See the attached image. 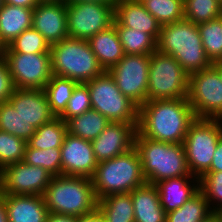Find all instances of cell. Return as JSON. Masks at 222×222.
<instances>
[{
    "label": "cell",
    "mask_w": 222,
    "mask_h": 222,
    "mask_svg": "<svg viewBox=\"0 0 222 222\" xmlns=\"http://www.w3.org/2000/svg\"><path fill=\"white\" fill-rule=\"evenodd\" d=\"M195 119L188 99L150 100L139 107L137 133L156 141L183 143Z\"/></svg>",
    "instance_id": "cell-1"
},
{
    "label": "cell",
    "mask_w": 222,
    "mask_h": 222,
    "mask_svg": "<svg viewBox=\"0 0 222 222\" xmlns=\"http://www.w3.org/2000/svg\"><path fill=\"white\" fill-rule=\"evenodd\" d=\"M156 50L173 56L188 74L212 66L206 56L197 24L185 19L161 26Z\"/></svg>",
    "instance_id": "cell-2"
},
{
    "label": "cell",
    "mask_w": 222,
    "mask_h": 222,
    "mask_svg": "<svg viewBox=\"0 0 222 222\" xmlns=\"http://www.w3.org/2000/svg\"><path fill=\"white\" fill-rule=\"evenodd\" d=\"M147 183L183 176H193L189 171L183 143H169L135 136V145Z\"/></svg>",
    "instance_id": "cell-3"
},
{
    "label": "cell",
    "mask_w": 222,
    "mask_h": 222,
    "mask_svg": "<svg viewBox=\"0 0 222 222\" xmlns=\"http://www.w3.org/2000/svg\"><path fill=\"white\" fill-rule=\"evenodd\" d=\"M49 212L73 216L87 215L98 207L91 178L53 176L43 195Z\"/></svg>",
    "instance_id": "cell-4"
},
{
    "label": "cell",
    "mask_w": 222,
    "mask_h": 222,
    "mask_svg": "<svg viewBox=\"0 0 222 222\" xmlns=\"http://www.w3.org/2000/svg\"><path fill=\"white\" fill-rule=\"evenodd\" d=\"M91 181L98 200L113 194L131 193L145 184L137 149L133 147L124 154L98 163Z\"/></svg>",
    "instance_id": "cell-5"
},
{
    "label": "cell",
    "mask_w": 222,
    "mask_h": 222,
    "mask_svg": "<svg viewBox=\"0 0 222 222\" xmlns=\"http://www.w3.org/2000/svg\"><path fill=\"white\" fill-rule=\"evenodd\" d=\"M50 55L54 76L86 83L104 72L88 40L67 37L51 45Z\"/></svg>",
    "instance_id": "cell-6"
},
{
    "label": "cell",
    "mask_w": 222,
    "mask_h": 222,
    "mask_svg": "<svg viewBox=\"0 0 222 222\" xmlns=\"http://www.w3.org/2000/svg\"><path fill=\"white\" fill-rule=\"evenodd\" d=\"M189 74L170 55L158 52L151 54L147 101L187 99Z\"/></svg>",
    "instance_id": "cell-7"
},
{
    "label": "cell",
    "mask_w": 222,
    "mask_h": 222,
    "mask_svg": "<svg viewBox=\"0 0 222 222\" xmlns=\"http://www.w3.org/2000/svg\"><path fill=\"white\" fill-rule=\"evenodd\" d=\"M88 86L92 109L110 122L138 124L139 107L120 91L108 71L85 83Z\"/></svg>",
    "instance_id": "cell-8"
},
{
    "label": "cell",
    "mask_w": 222,
    "mask_h": 222,
    "mask_svg": "<svg viewBox=\"0 0 222 222\" xmlns=\"http://www.w3.org/2000/svg\"><path fill=\"white\" fill-rule=\"evenodd\" d=\"M222 136V120L196 118L183 141L189 171L200 178L210 169L217 143Z\"/></svg>",
    "instance_id": "cell-9"
},
{
    "label": "cell",
    "mask_w": 222,
    "mask_h": 222,
    "mask_svg": "<svg viewBox=\"0 0 222 222\" xmlns=\"http://www.w3.org/2000/svg\"><path fill=\"white\" fill-rule=\"evenodd\" d=\"M187 99L196 118L222 120V80L213 66L189 74Z\"/></svg>",
    "instance_id": "cell-10"
},
{
    "label": "cell",
    "mask_w": 222,
    "mask_h": 222,
    "mask_svg": "<svg viewBox=\"0 0 222 222\" xmlns=\"http://www.w3.org/2000/svg\"><path fill=\"white\" fill-rule=\"evenodd\" d=\"M115 3L66 2L68 35L89 40L113 25Z\"/></svg>",
    "instance_id": "cell-11"
},
{
    "label": "cell",
    "mask_w": 222,
    "mask_h": 222,
    "mask_svg": "<svg viewBox=\"0 0 222 222\" xmlns=\"http://www.w3.org/2000/svg\"><path fill=\"white\" fill-rule=\"evenodd\" d=\"M151 55L125 54L108 72L120 91L138 107L147 102Z\"/></svg>",
    "instance_id": "cell-12"
},
{
    "label": "cell",
    "mask_w": 222,
    "mask_h": 222,
    "mask_svg": "<svg viewBox=\"0 0 222 222\" xmlns=\"http://www.w3.org/2000/svg\"><path fill=\"white\" fill-rule=\"evenodd\" d=\"M15 88L43 89L50 81V53H3Z\"/></svg>",
    "instance_id": "cell-13"
},
{
    "label": "cell",
    "mask_w": 222,
    "mask_h": 222,
    "mask_svg": "<svg viewBox=\"0 0 222 222\" xmlns=\"http://www.w3.org/2000/svg\"><path fill=\"white\" fill-rule=\"evenodd\" d=\"M52 177L42 167L29 165L22 160L1 170L0 193L43 196Z\"/></svg>",
    "instance_id": "cell-14"
},
{
    "label": "cell",
    "mask_w": 222,
    "mask_h": 222,
    "mask_svg": "<svg viewBox=\"0 0 222 222\" xmlns=\"http://www.w3.org/2000/svg\"><path fill=\"white\" fill-rule=\"evenodd\" d=\"M137 124L110 122L106 128L91 141L97 163L128 152L135 145Z\"/></svg>",
    "instance_id": "cell-15"
},
{
    "label": "cell",
    "mask_w": 222,
    "mask_h": 222,
    "mask_svg": "<svg viewBox=\"0 0 222 222\" xmlns=\"http://www.w3.org/2000/svg\"><path fill=\"white\" fill-rule=\"evenodd\" d=\"M60 151L62 175L92 178L98 163L90 141L67 133Z\"/></svg>",
    "instance_id": "cell-16"
},
{
    "label": "cell",
    "mask_w": 222,
    "mask_h": 222,
    "mask_svg": "<svg viewBox=\"0 0 222 222\" xmlns=\"http://www.w3.org/2000/svg\"><path fill=\"white\" fill-rule=\"evenodd\" d=\"M32 28L51 46L69 37L66 2H39L33 9Z\"/></svg>",
    "instance_id": "cell-17"
},
{
    "label": "cell",
    "mask_w": 222,
    "mask_h": 222,
    "mask_svg": "<svg viewBox=\"0 0 222 222\" xmlns=\"http://www.w3.org/2000/svg\"><path fill=\"white\" fill-rule=\"evenodd\" d=\"M8 101L16 112L36 129L56 117L43 89L15 88Z\"/></svg>",
    "instance_id": "cell-18"
},
{
    "label": "cell",
    "mask_w": 222,
    "mask_h": 222,
    "mask_svg": "<svg viewBox=\"0 0 222 222\" xmlns=\"http://www.w3.org/2000/svg\"><path fill=\"white\" fill-rule=\"evenodd\" d=\"M114 15L122 26L145 32L157 42L161 25L141 2L117 0L114 5Z\"/></svg>",
    "instance_id": "cell-19"
},
{
    "label": "cell",
    "mask_w": 222,
    "mask_h": 222,
    "mask_svg": "<svg viewBox=\"0 0 222 222\" xmlns=\"http://www.w3.org/2000/svg\"><path fill=\"white\" fill-rule=\"evenodd\" d=\"M8 222H46L49 213L43 196L2 194Z\"/></svg>",
    "instance_id": "cell-20"
},
{
    "label": "cell",
    "mask_w": 222,
    "mask_h": 222,
    "mask_svg": "<svg viewBox=\"0 0 222 222\" xmlns=\"http://www.w3.org/2000/svg\"><path fill=\"white\" fill-rule=\"evenodd\" d=\"M155 186L159 192L160 203L165 212L168 213L169 211L183 206L199 191V178L194 176H183L165 179L157 182Z\"/></svg>",
    "instance_id": "cell-21"
},
{
    "label": "cell",
    "mask_w": 222,
    "mask_h": 222,
    "mask_svg": "<svg viewBox=\"0 0 222 222\" xmlns=\"http://www.w3.org/2000/svg\"><path fill=\"white\" fill-rule=\"evenodd\" d=\"M135 222H166L167 213L160 203L157 187L145 183L131 193Z\"/></svg>",
    "instance_id": "cell-22"
},
{
    "label": "cell",
    "mask_w": 222,
    "mask_h": 222,
    "mask_svg": "<svg viewBox=\"0 0 222 222\" xmlns=\"http://www.w3.org/2000/svg\"><path fill=\"white\" fill-rule=\"evenodd\" d=\"M88 42L104 71L116 65L125 55L114 25L98 32Z\"/></svg>",
    "instance_id": "cell-23"
},
{
    "label": "cell",
    "mask_w": 222,
    "mask_h": 222,
    "mask_svg": "<svg viewBox=\"0 0 222 222\" xmlns=\"http://www.w3.org/2000/svg\"><path fill=\"white\" fill-rule=\"evenodd\" d=\"M33 9L6 3L0 8V42L8 46L24 30L32 28Z\"/></svg>",
    "instance_id": "cell-24"
},
{
    "label": "cell",
    "mask_w": 222,
    "mask_h": 222,
    "mask_svg": "<svg viewBox=\"0 0 222 222\" xmlns=\"http://www.w3.org/2000/svg\"><path fill=\"white\" fill-rule=\"evenodd\" d=\"M67 132L75 137L92 141L106 128L110 121L93 109L84 114L70 118L67 122Z\"/></svg>",
    "instance_id": "cell-25"
},
{
    "label": "cell",
    "mask_w": 222,
    "mask_h": 222,
    "mask_svg": "<svg viewBox=\"0 0 222 222\" xmlns=\"http://www.w3.org/2000/svg\"><path fill=\"white\" fill-rule=\"evenodd\" d=\"M97 209L106 222H135L130 193L113 194L99 199Z\"/></svg>",
    "instance_id": "cell-26"
},
{
    "label": "cell",
    "mask_w": 222,
    "mask_h": 222,
    "mask_svg": "<svg viewBox=\"0 0 222 222\" xmlns=\"http://www.w3.org/2000/svg\"><path fill=\"white\" fill-rule=\"evenodd\" d=\"M116 27L124 54L151 55L156 51V41L147 33L122 26L115 18Z\"/></svg>",
    "instance_id": "cell-27"
},
{
    "label": "cell",
    "mask_w": 222,
    "mask_h": 222,
    "mask_svg": "<svg viewBox=\"0 0 222 222\" xmlns=\"http://www.w3.org/2000/svg\"><path fill=\"white\" fill-rule=\"evenodd\" d=\"M67 133V123L60 117H55L50 122L38 127L27 144L34 149L41 150L61 148Z\"/></svg>",
    "instance_id": "cell-28"
},
{
    "label": "cell",
    "mask_w": 222,
    "mask_h": 222,
    "mask_svg": "<svg viewBox=\"0 0 222 222\" xmlns=\"http://www.w3.org/2000/svg\"><path fill=\"white\" fill-rule=\"evenodd\" d=\"M78 82L52 75L50 81L43 88L51 111L59 117L67 108L69 99Z\"/></svg>",
    "instance_id": "cell-29"
},
{
    "label": "cell",
    "mask_w": 222,
    "mask_h": 222,
    "mask_svg": "<svg viewBox=\"0 0 222 222\" xmlns=\"http://www.w3.org/2000/svg\"><path fill=\"white\" fill-rule=\"evenodd\" d=\"M212 212L206 198L198 191L183 206L169 211L166 222H201Z\"/></svg>",
    "instance_id": "cell-30"
},
{
    "label": "cell",
    "mask_w": 222,
    "mask_h": 222,
    "mask_svg": "<svg viewBox=\"0 0 222 222\" xmlns=\"http://www.w3.org/2000/svg\"><path fill=\"white\" fill-rule=\"evenodd\" d=\"M197 26L208 59L212 64L222 62V16Z\"/></svg>",
    "instance_id": "cell-31"
},
{
    "label": "cell",
    "mask_w": 222,
    "mask_h": 222,
    "mask_svg": "<svg viewBox=\"0 0 222 222\" xmlns=\"http://www.w3.org/2000/svg\"><path fill=\"white\" fill-rule=\"evenodd\" d=\"M0 130L28 141L36 132L9 102L0 103Z\"/></svg>",
    "instance_id": "cell-32"
},
{
    "label": "cell",
    "mask_w": 222,
    "mask_h": 222,
    "mask_svg": "<svg viewBox=\"0 0 222 222\" xmlns=\"http://www.w3.org/2000/svg\"><path fill=\"white\" fill-rule=\"evenodd\" d=\"M141 3L161 26L184 19L183 0H142Z\"/></svg>",
    "instance_id": "cell-33"
},
{
    "label": "cell",
    "mask_w": 222,
    "mask_h": 222,
    "mask_svg": "<svg viewBox=\"0 0 222 222\" xmlns=\"http://www.w3.org/2000/svg\"><path fill=\"white\" fill-rule=\"evenodd\" d=\"M183 5L184 19L194 24L222 16V3L218 0H183Z\"/></svg>",
    "instance_id": "cell-34"
},
{
    "label": "cell",
    "mask_w": 222,
    "mask_h": 222,
    "mask_svg": "<svg viewBox=\"0 0 222 222\" xmlns=\"http://www.w3.org/2000/svg\"><path fill=\"white\" fill-rule=\"evenodd\" d=\"M50 45L44 37L35 29L24 30L8 46L5 47L4 53H50Z\"/></svg>",
    "instance_id": "cell-35"
},
{
    "label": "cell",
    "mask_w": 222,
    "mask_h": 222,
    "mask_svg": "<svg viewBox=\"0 0 222 222\" xmlns=\"http://www.w3.org/2000/svg\"><path fill=\"white\" fill-rule=\"evenodd\" d=\"M23 161L29 165L40 166L52 176L62 175L60 148L34 149L28 144Z\"/></svg>",
    "instance_id": "cell-36"
},
{
    "label": "cell",
    "mask_w": 222,
    "mask_h": 222,
    "mask_svg": "<svg viewBox=\"0 0 222 222\" xmlns=\"http://www.w3.org/2000/svg\"><path fill=\"white\" fill-rule=\"evenodd\" d=\"M27 141L0 130V169L21 162L25 157Z\"/></svg>",
    "instance_id": "cell-37"
},
{
    "label": "cell",
    "mask_w": 222,
    "mask_h": 222,
    "mask_svg": "<svg viewBox=\"0 0 222 222\" xmlns=\"http://www.w3.org/2000/svg\"><path fill=\"white\" fill-rule=\"evenodd\" d=\"M199 191L206 198L212 211L217 212L222 208V171L205 172L199 178Z\"/></svg>",
    "instance_id": "cell-38"
},
{
    "label": "cell",
    "mask_w": 222,
    "mask_h": 222,
    "mask_svg": "<svg viewBox=\"0 0 222 222\" xmlns=\"http://www.w3.org/2000/svg\"><path fill=\"white\" fill-rule=\"evenodd\" d=\"M92 109L91 98L88 86L85 83H78L68 101L67 108L59 116L64 122L70 118L84 114Z\"/></svg>",
    "instance_id": "cell-39"
},
{
    "label": "cell",
    "mask_w": 222,
    "mask_h": 222,
    "mask_svg": "<svg viewBox=\"0 0 222 222\" xmlns=\"http://www.w3.org/2000/svg\"><path fill=\"white\" fill-rule=\"evenodd\" d=\"M15 90L5 58L0 57V103L9 100Z\"/></svg>",
    "instance_id": "cell-40"
},
{
    "label": "cell",
    "mask_w": 222,
    "mask_h": 222,
    "mask_svg": "<svg viewBox=\"0 0 222 222\" xmlns=\"http://www.w3.org/2000/svg\"><path fill=\"white\" fill-rule=\"evenodd\" d=\"M222 171V136L220 137L216 150L213 154L212 163L210 169L207 172Z\"/></svg>",
    "instance_id": "cell-41"
},
{
    "label": "cell",
    "mask_w": 222,
    "mask_h": 222,
    "mask_svg": "<svg viewBox=\"0 0 222 222\" xmlns=\"http://www.w3.org/2000/svg\"><path fill=\"white\" fill-rule=\"evenodd\" d=\"M46 222H77V216L49 212Z\"/></svg>",
    "instance_id": "cell-42"
},
{
    "label": "cell",
    "mask_w": 222,
    "mask_h": 222,
    "mask_svg": "<svg viewBox=\"0 0 222 222\" xmlns=\"http://www.w3.org/2000/svg\"><path fill=\"white\" fill-rule=\"evenodd\" d=\"M77 222H106V219L97 209L90 214L77 217Z\"/></svg>",
    "instance_id": "cell-43"
},
{
    "label": "cell",
    "mask_w": 222,
    "mask_h": 222,
    "mask_svg": "<svg viewBox=\"0 0 222 222\" xmlns=\"http://www.w3.org/2000/svg\"><path fill=\"white\" fill-rule=\"evenodd\" d=\"M4 3L12 6H19L29 9H34L39 1L38 0H4Z\"/></svg>",
    "instance_id": "cell-44"
},
{
    "label": "cell",
    "mask_w": 222,
    "mask_h": 222,
    "mask_svg": "<svg viewBox=\"0 0 222 222\" xmlns=\"http://www.w3.org/2000/svg\"><path fill=\"white\" fill-rule=\"evenodd\" d=\"M0 222H8L7 210L1 193H0Z\"/></svg>",
    "instance_id": "cell-45"
},
{
    "label": "cell",
    "mask_w": 222,
    "mask_h": 222,
    "mask_svg": "<svg viewBox=\"0 0 222 222\" xmlns=\"http://www.w3.org/2000/svg\"><path fill=\"white\" fill-rule=\"evenodd\" d=\"M201 222H221V218L217 212L213 211L209 216H207Z\"/></svg>",
    "instance_id": "cell-46"
},
{
    "label": "cell",
    "mask_w": 222,
    "mask_h": 222,
    "mask_svg": "<svg viewBox=\"0 0 222 222\" xmlns=\"http://www.w3.org/2000/svg\"><path fill=\"white\" fill-rule=\"evenodd\" d=\"M117 0H65V2H97V3H115Z\"/></svg>",
    "instance_id": "cell-47"
},
{
    "label": "cell",
    "mask_w": 222,
    "mask_h": 222,
    "mask_svg": "<svg viewBox=\"0 0 222 222\" xmlns=\"http://www.w3.org/2000/svg\"><path fill=\"white\" fill-rule=\"evenodd\" d=\"M212 66L218 71L222 80V62H215L212 64Z\"/></svg>",
    "instance_id": "cell-48"
},
{
    "label": "cell",
    "mask_w": 222,
    "mask_h": 222,
    "mask_svg": "<svg viewBox=\"0 0 222 222\" xmlns=\"http://www.w3.org/2000/svg\"><path fill=\"white\" fill-rule=\"evenodd\" d=\"M39 2H62L65 0H38Z\"/></svg>",
    "instance_id": "cell-49"
},
{
    "label": "cell",
    "mask_w": 222,
    "mask_h": 222,
    "mask_svg": "<svg viewBox=\"0 0 222 222\" xmlns=\"http://www.w3.org/2000/svg\"><path fill=\"white\" fill-rule=\"evenodd\" d=\"M4 49H5V47H4L3 44L0 42V57L3 56Z\"/></svg>",
    "instance_id": "cell-50"
},
{
    "label": "cell",
    "mask_w": 222,
    "mask_h": 222,
    "mask_svg": "<svg viewBox=\"0 0 222 222\" xmlns=\"http://www.w3.org/2000/svg\"><path fill=\"white\" fill-rule=\"evenodd\" d=\"M218 215L220 216L221 218V222H222V208H220L218 211H217Z\"/></svg>",
    "instance_id": "cell-51"
},
{
    "label": "cell",
    "mask_w": 222,
    "mask_h": 222,
    "mask_svg": "<svg viewBox=\"0 0 222 222\" xmlns=\"http://www.w3.org/2000/svg\"><path fill=\"white\" fill-rule=\"evenodd\" d=\"M4 0H0V8L3 6Z\"/></svg>",
    "instance_id": "cell-52"
},
{
    "label": "cell",
    "mask_w": 222,
    "mask_h": 222,
    "mask_svg": "<svg viewBox=\"0 0 222 222\" xmlns=\"http://www.w3.org/2000/svg\"><path fill=\"white\" fill-rule=\"evenodd\" d=\"M0 188H1V169H0Z\"/></svg>",
    "instance_id": "cell-53"
}]
</instances>
